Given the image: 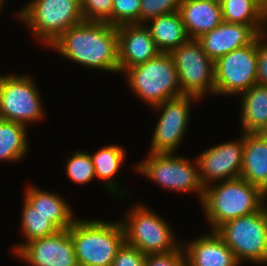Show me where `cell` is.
<instances>
[{"mask_svg":"<svg viewBox=\"0 0 267 266\" xmlns=\"http://www.w3.org/2000/svg\"><path fill=\"white\" fill-rule=\"evenodd\" d=\"M240 177L267 195V138L244 133L243 165Z\"/></svg>","mask_w":267,"mask_h":266,"instance_id":"d6986e66","label":"cell"},{"mask_svg":"<svg viewBox=\"0 0 267 266\" xmlns=\"http://www.w3.org/2000/svg\"><path fill=\"white\" fill-rule=\"evenodd\" d=\"M265 213H266V219H267V202L265 203Z\"/></svg>","mask_w":267,"mask_h":266,"instance_id":"8d00e7d4","label":"cell"},{"mask_svg":"<svg viewBox=\"0 0 267 266\" xmlns=\"http://www.w3.org/2000/svg\"><path fill=\"white\" fill-rule=\"evenodd\" d=\"M190 39H198L222 23L220 2L182 0L178 10Z\"/></svg>","mask_w":267,"mask_h":266,"instance_id":"ac0fdd59","label":"cell"},{"mask_svg":"<svg viewBox=\"0 0 267 266\" xmlns=\"http://www.w3.org/2000/svg\"><path fill=\"white\" fill-rule=\"evenodd\" d=\"M182 0H140V23L172 12H178Z\"/></svg>","mask_w":267,"mask_h":266,"instance_id":"f546056e","label":"cell"},{"mask_svg":"<svg viewBox=\"0 0 267 266\" xmlns=\"http://www.w3.org/2000/svg\"><path fill=\"white\" fill-rule=\"evenodd\" d=\"M215 232L241 264H267V219L265 204L257 212L226 221ZM244 261V262H243Z\"/></svg>","mask_w":267,"mask_h":266,"instance_id":"52a82bcc","label":"cell"},{"mask_svg":"<svg viewBox=\"0 0 267 266\" xmlns=\"http://www.w3.org/2000/svg\"><path fill=\"white\" fill-rule=\"evenodd\" d=\"M145 25L157 48L163 53H169L189 39L179 12L152 18Z\"/></svg>","mask_w":267,"mask_h":266,"instance_id":"603a6c76","label":"cell"},{"mask_svg":"<svg viewBox=\"0 0 267 266\" xmlns=\"http://www.w3.org/2000/svg\"><path fill=\"white\" fill-rule=\"evenodd\" d=\"M118 30L119 73L157 57V48L144 23L124 24Z\"/></svg>","mask_w":267,"mask_h":266,"instance_id":"2e32d148","label":"cell"},{"mask_svg":"<svg viewBox=\"0 0 267 266\" xmlns=\"http://www.w3.org/2000/svg\"><path fill=\"white\" fill-rule=\"evenodd\" d=\"M257 38L214 61V95L239 96L257 84Z\"/></svg>","mask_w":267,"mask_h":266,"instance_id":"8fae6325","label":"cell"},{"mask_svg":"<svg viewBox=\"0 0 267 266\" xmlns=\"http://www.w3.org/2000/svg\"><path fill=\"white\" fill-rule=\"evenodd\" d=\"M66 175L76 184L84 185L95 177V169L90 153L85 151H76L66 160Z\"/></svg>","mask_w":267,"mask_h":266,"instance_id":"4316f807","label":"cell"},{"mask_svg":"<svg viewBox=\"0 0 267 266\" xmlns=\"http://www.w3.org/2000/svg\"><path fill=\"white\" fill-rule=\"evenodd\" d=\"M79 266H111L125 242L119 221L77 218L69 228Z\"/></svg>","mask_w":267,"mask_h":266,"instance_id":"3957f363","label":"cell"},{"mask_svg":"<svg viewBox=\"0 0 267 266\" xmlns=\"http://www.w3.org/2000/svg\"><path fill=\"white\" fill-rule=\"evenodd\" d=\"M144 266H186L182 244L169 253L148 254Z\"/></svg>","mask_w":267,"mask_h":266,"instance_id":"4dcf8cb0","label":"cell"},{"mask_svg":"<svg viewBox=\"0 0 267 266\" xmlns=\"http://www.w3.org/2000/svg\"><path fill=\"white\" fill-rule=\"evenodd\" d=\"M24 199L33 206L37 212L49 218L59 229H69L77 219L65 198L59 194L29 186L25 190Z\"/></svg>","mask_w":267,"mask_h":266,"instance_id":"ffe728a7","label":"cell"},{"mask_svg":"<svg viewBox=\"0 0 267 266\" xmlns=\"http://www.w3.org/2000/svg\"><path fill=\"white\" fill-rule=\"evenodd\" d=\"M126 216L120 221L125 242L142 253L146 255L169 253L181 245L168 222L158 216L155 210L153 212L151 208L138 202L127 211Z\"/></svg>","mask_w":267,"mask_h":266,"instance_id":"8992f818","label":"cell"},{"mask_svg":"<svg viewBox=\"0 0 267 266\" xmlns=\"http://www.w3.org/2000/svg\"><path fill=\"white\" fill-rule=\"evenodd\" d=\"M23 200L21 231L26 242L15 245V253L28 242L53 235L59 230L48 217L37 212L25 199Z\"/></svg>","mask_w":267,"mask_h":266,"instance_id":"484cf974","label":"cell"},{"mask_svg":"<svg viewBox=\"0 0 267 266\" xmlns=\"http://www.w3.org/2000/svg\"><path fill=\"white\" fill-rule=\"evenodd\" d=\"M240 96L241 133H260L267 125V85L255 84Z\"/></svg>","mask_w":267,"mask_h":266,"instance_id":"44dd1931","label":"cell"},{"mask_svg":"<svg viewBox=\"0 0 267 266\" xmlns=\"http://www.w3.org/2000/svg\"><path fill=\"white\" fill-rule=\"evenodd\" d=\"M16 16L40 43L51 46L70 27L84 22L80 0H32Z\"/></svg>","mask_w":267,"mask_h":266,"instance_id":"277c9868","label":"cell"},{"mask_svg":"<svg viewBox=\"0 0 267 266\" xmlns=\"http://www.w3.org/2000/svg\"><path fill=\"white\" fill-rule=\"evenodd\" d=\"M140 0H113L111 25L140 23Z\"/></svg>","mask_w":267,"mask_h":266,"instance_id":"83f0119b","label":"cell"},{"mask_svg":"<svg viewBox=\"0 0 267 266\" xmlns=\"http://www.w3.org/2000/svg\"><path fill=\"white\" fill-rule=\"evenodd\" d=\"M244 133L241 139L216 144L196 158L199 176L204 187L213 182L240 178L243 165Z\"/></svg>","mask_w":267,"mask_h":266,"instance_id":"4fadbf2b","label":"cell"},{"mask_svg":"<svg viewBox=\"0 0 267 266\" xmlns=\"http://www.w3.org/2000/svg\"><path fill=\"white\" fill-rule=\"evenodd\" d=\"M148 154L145 160L136 164V172L165 189L189 194L195 192L199 194L198 199L202 201L204 186L200 180L197 159L191 162L174 153Z\"/></svg>","mask_w":267,"mask_h":266,"instance_id":"ba28073f","label":"cell"},{"mask_svg":"<svg viewBox=\"0 0 267 266\" xmlns=\"http://www.w3.org/2000/svg\"><path fill=\"white\" fill-rule=\"evenodd\" d=\"M50 47L83 67L119 72L118 30L106 22L70 27Z\"/></svg>","mask_w":267,"mask_h":266,"instance_id":"6da1fadb","label":"cell"},{"mask_svg":"<svg viewBox=\"0 0 267 266\" xmlns=\"http://www.w3.org/2000/svg\"><path fill=\"white\" fill-rule=\"evenodd\" d=\"M222 20L243 25H267L259 0H220Z\"/></svg>","mask_w":267,"mask_h":266,"instance_id":"d4e9b609","label":"cell"},{"mask_svg":"<svg viewBox=\"0 0 267 266\" xmlns=\"http://www.w3.org/2000/svg\"><path fill=\"white\" fill-rule=\"evenodd\" d=\"M267 202V195L257 186L240 178L204 187L201 201L210 230L241 216L259 211Z\"/></svg>","mask_w":267,"mask_h":266,"instance_id":"7a4b0ae2","label":"cell"},{"mask_svg":"<svg viewBox=\"0 0 267 266\" xmlns=\"http://www.w3.org/2000/svg\"><path fill=\"white\" fill-rule=\"evenodd\" d=\"M260 134L263 137L267 138V125L261 130Z\"/></svg>","mask_w":267,"mask_h":266,"instance_id":"e575fe53","label":"cell"},{"mask_svg":"<svg viewBox=\"0 0 267 266\" xmlns=\"http://www.w3.org/2000/svg\"><path fill=\"white\" fill-rule=\"evenodd\" d=\"M267 32L257 37V74L256 82L259 85H267Z\"/></svg>","mask_w":267,"mask_h":266,"instance_id":"d6a6232c","label":"cell"},{"mask_svg":"<svg viewBox=\"0 0 267 266\" xmlns=\"http://www.w3.org/2000/svg\"><path fill=\"white\" fill-rule=\"evenodd\" d=\"M113 0H80L86 22H106L111 25Z\"/></svg>","mask_w":267,"mask_h":266,"instance_id":"f1b7e54d","label":"cell"},{"mask_svg":"<svg viewBox=\"0 0 267 266\" xmlns=\"http://www.w3.org/2000/svg\"><path fill=\"white\" fill-rule=\"evenodd\" d=\"M183 245L186 266H240L233 251L215 232Z\"/></svg>","mask_w":267,"mask_h":266,"instance_id":"e0dca14e","label":"cell"},{"mask_svg":"<svg viewBox=\"0 0 267 266\" xmlns=\"http://www.w3.org/2000/svg\"><path fill=\"white\" fill-rule=\"evenodd\" d=\"M178 72L181 91L200 99L209 93L214 95V61L203 51L198 39H188L169 52Z\"/></svg>","mask_w":267,"mask_h":266,"instance_id":"9c48e42d","label":"cell"},{"mask_svg":"<svg viewBox=\"0 0 267 266\" xmlns=\"http://www.w3.org/2000/svg\"><path fill=\"white\" fill-rule=\"evenodd\" d=\"M126 152L123 147L116 145H108L102 147L91 154V159L95 169V177L100 181H104L105 190L118 198H123L126 195L125 188H119L114 178L120 172V167L124 163ZM115 176V177H114Z\"/></svg>","mask_w":267,"mask_h":266,"instance_id":"7402d4cb","label":"cell"},{"mask_svg":"<svg viewBox=\"0 0 267 266\" xmlns=\"http://www.w3.org/2000/svg\"><path fill=\"white\" fill-rule=\"evenodd\" d=\"M198 99L193 95H182L153 107L162 111L155 125L148 153L175 154L187 131L191 104Z\"/></svg>","mask_w":267,"mask_h":266,"instance_id":"7c38bea8","label":"cell"},{"mask_svg":"<svg viewBox=\"0 0 267 266\" xmlns=\"http://www.w3.org/2000/svg\"><path fill=\"white\" fill-rule=\"evenodd\" d=\"M259 4L263 14L267 17V0H259Z\"/></svg>","mask_w":267,"mask_h":266,"instance_id":"836d02e7","label":"cell"},{"mask_svg":"<svg viewBox=\"0 0 267 266\" xmlns=\"http://www.w3.org/2000/svg\"><path fill=\"white\" fill-rule=\"evenodd\" d=\"M39 92L27 75H0V119L23 125L41 120L45 113Z\"/></svg>","mask_w":267,"mask_h":266,"instance_id":"30bf717a","label":"cell"},{"mask_svg":"<svg viewBox=\"0 0 267 266\" xmlns=\"http://www.w3.org/2000/svg\"><path fill=\"white\" fill-rule=\"evenodd\" d=\"M146 254L124 242L118 249L111 266H144Z\"/></svg>","mask_w":267,"mask_h":266,"instance_id":"1f68e13d","label":"cell"},{"mask_svg":"<svg viewBox=\"0 0 267 266\" xmlns=\"http://www.w3.org/2000/svg\"><path fill=\"white\" fill-rule=\"evenodd\" d=\"M27 126L0 119V160L21 161L28 151Z\"/></svg>","mask_w":267,"mask_h":266,"instance_id":"cb8c5ba5","label":"cell"},{"mask_svg":"<svg viewBox=\"0 0 267 266\" xmlns=\"http://www.w3.org/2000/svg\"><path fill=\"white\" fill-rule=\"evenodd\" d=\"M124 73L134 95L151 107L184 95L169 53L161 52L157 57L130 67Z\"/></svg>","mask_w":267,"mask_h":266,"instance_id":"5b68a950","label":"cell"},{"mask_svg":"<svg viewBox=\"0 0 267 266\" xmlns=\"http://www.w3.org/2000/svg\"><path fill=\"white\" fill-rule=\"evenodd\" d=\"M15 254L29 266H79L69 229L28 242Z\"/></svg>","mask_w":267,"mask_h":266,"instance_id":"5bb4252c","label":"cell"},{"mask_svg":"<svg viewBox=\"0 0 267 266\" xmlns=\"http://www.w3.org/2000/svg\"><path fill=\"white\" fill-rule=\"evenodd\" d=\"M4 0H0V12H1V8H3L2 6L4 5Z\"/></svg>","mask_w":267,"mask_h":266,"instance_id":"d590c367","label":"cell"},{"mask_svg":"<svg viewBox=\"0 0 267 266\" xmlns=\"http://www.w3.org/2000/svg\"><path fill=\"white\" fill-rule=\"evenodd\" d=\"M267 32V25H243L222 21L215 29L198 40L206 55L215 61L227 53L251 44L260 34Z\"/></svg>","mask_w":267,"mask_h":266,"instance_id":"9a60e30c","label":"cell"}]
</instances>
